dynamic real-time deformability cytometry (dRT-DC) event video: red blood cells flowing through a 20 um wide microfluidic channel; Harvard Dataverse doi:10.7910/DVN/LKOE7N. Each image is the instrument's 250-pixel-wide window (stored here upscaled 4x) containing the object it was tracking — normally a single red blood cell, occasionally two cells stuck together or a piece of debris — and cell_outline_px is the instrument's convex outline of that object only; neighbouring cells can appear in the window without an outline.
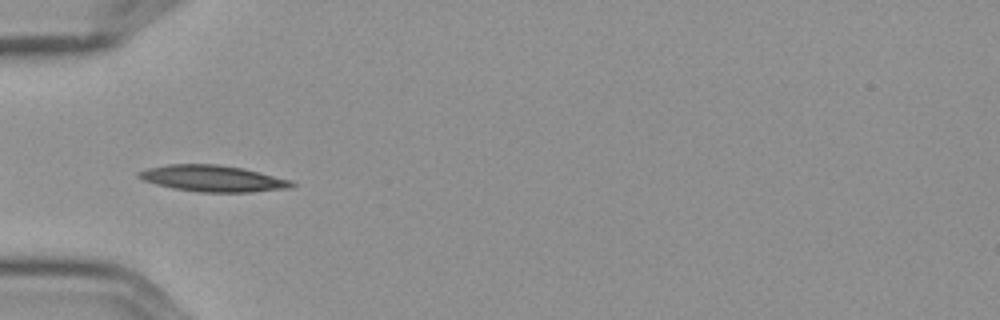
{"species": "Egyptian fruit bat (a non-hibernating species)", "species_latin": "Rousettus aegyptiacus", "temperature_condition": "cold", "stored_images_in_passage": 8, "camera_frame_rate_fps": 3000, "um_per_image_px": 0.085, "frame": {"image": 1, "passage_image": 5, "time_ms": 1.333, "image_size_px": [1000, 320], "cell_outline_px": [[296, 184], [292, 188], [252, 192], [200, 192], [172, 188], [156, 184], [144, 180], [136, 176], [136, 172], [148, 168], [168, 164], [216, 164], [244, 168], [292, 180]], "centroid_in_image_um": [18.11, 15.17], "position_along_channel_um": 66.9, "area_um2": 23.64}}
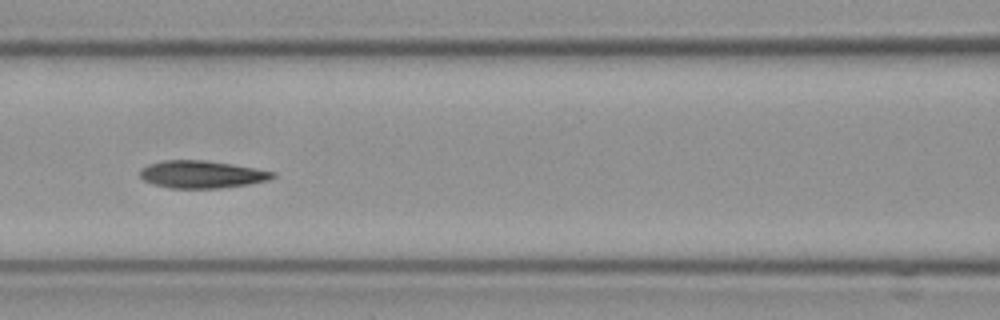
{"frame": {"image": 2, "passage_image": 7, "time_ms": 2.0, "image_size_px": [1000, 320], "cell_outline_px": [[276, 176], [268, 180], [248, 184], [220, 188], [168, 188], [152, 184], [144, 180], [140, 176], [140, 172], [148, 164], [164, 160], [204, 160], [276, 172]], "centroid_in_image_um": [17.13, 14.83], "position_along_channel_um": 149.5, "area_um2": 20.98}}
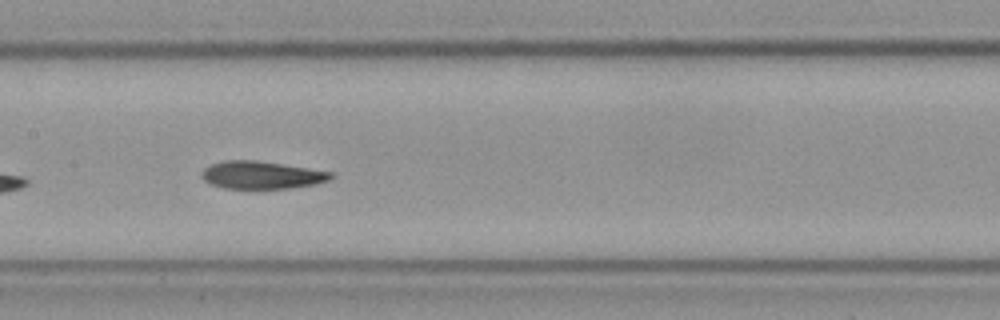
{"frame": {"image": 3, "passage_image": 8, "time_ms": 2.333, "image_size_px": [1000, 320], "cell_outline_px": [[332, 176], [328, 180], [312, 184], [292, 188], [224, 188], [212, 184], [204, 180], [200, 176], [200, 172], [204, 168], [212, 164], [224, 160], [256, 160], [308, 168], [332, 172]], "centroid_in_image_um": [22.18, 14.87], "position_along_channel_um": 185.2, "area_um2": 20.58}}